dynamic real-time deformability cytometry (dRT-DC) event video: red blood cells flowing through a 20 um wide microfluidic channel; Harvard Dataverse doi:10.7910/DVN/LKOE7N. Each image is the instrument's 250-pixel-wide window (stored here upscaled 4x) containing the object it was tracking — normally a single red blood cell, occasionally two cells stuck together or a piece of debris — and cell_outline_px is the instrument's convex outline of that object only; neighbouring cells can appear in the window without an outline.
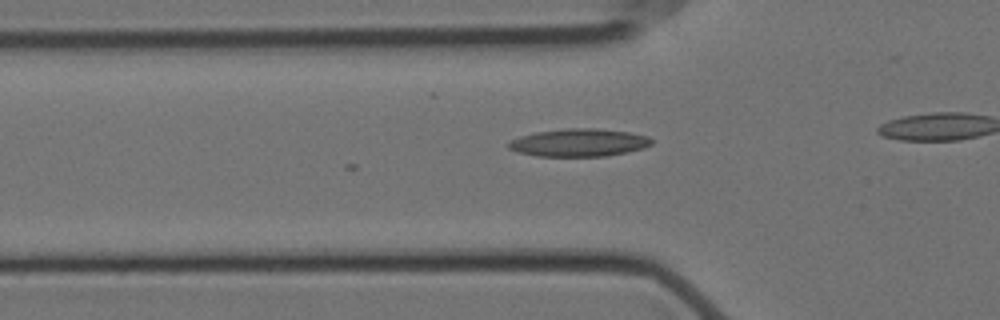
{"species": "Egyptian fruit bat (a non-hibernating species)", "species_latin": "Rousettus aegyptiacus", "temperature_condition": "cold", "stored_images_in_passage": 6, "camera_frame_rate_fps": 3000, "um_per_image_px": 0.085, "animal": {"sex": "female"}, "frame": {"image": 1, "passage_image": 2, "time_ms": 0.333, "image_size_px": [1000, 320], "cell_outline_px": [[652, 144], [644, 148], [628, 152], [604, 156], [536, 156], [520, 152], [508, 148], [508, 144], [512, 140], [520, 136], [536, 132], [568, 128], [596, 128], [628, 132], [648, 136], [652, 140]], "centroid_in_image_um": [49.24, 12.12], "position_along_channel_um": 76.6, "area_um2": 23.0}}
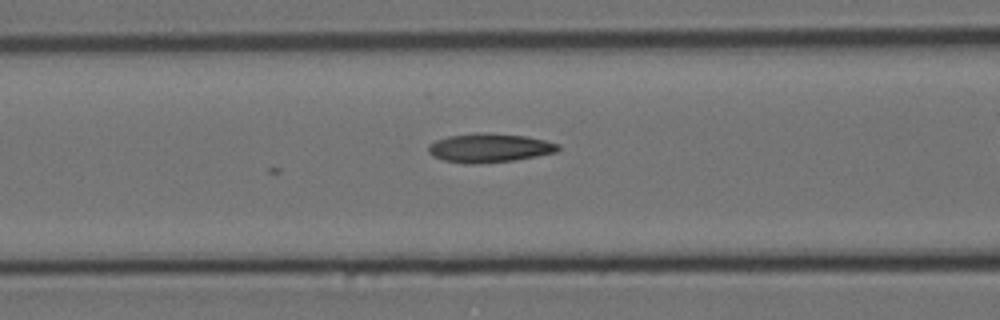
{"frame": {"image": 2, "passage_image": 6, "time_ms": 1.667, "image_size_px": [1000, 320], "cell_outline_px": [[560, 148], [556, 152], [536, 156], [512, 160], [476, 164], [464, 164], [444, 160], [432, 156], [428, 152], [428, 144], [436, 140], [448, 136], [476, 132], [480, 132], [524, 136], [544, 140], [560, 144]], "centroid_in_image_um": [41.55, 12.57], "position_along_channel_um": 125.0, "area_um2": 21.85}}